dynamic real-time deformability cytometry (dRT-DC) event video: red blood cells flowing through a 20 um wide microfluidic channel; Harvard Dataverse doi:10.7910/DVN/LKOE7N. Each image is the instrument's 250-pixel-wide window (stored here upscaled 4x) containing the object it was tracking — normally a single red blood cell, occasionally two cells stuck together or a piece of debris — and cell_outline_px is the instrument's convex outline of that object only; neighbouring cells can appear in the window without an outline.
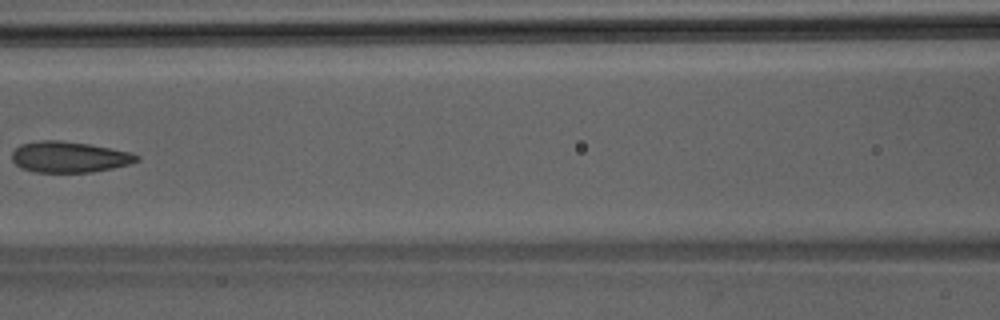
{"species": "Egyptian fruit bat (a non-hibernating species)", "species_latin": "Rousettus aegyptiacus", "temperature_condition": "room temperature", "stored_images_in_passage": 5, "camera_frame_rate_fps": 3000, "um_per_image_px": 0.085, "animal": {"sex": "male"}, "frame": {"image": 1, "passage_image": 5, "time_ms": 1.333, "image_size_px": [1000, 320], "cell_outline_px": [[140, 160], [128, 164], [112, 168], [92, 172], [32, 172], [20, 168], [12, 160], [12, 152], [20, 144], [40, 140], [60, 140], [88, 144], [132, 152], [140, 156]], "centroid_in_image_um": [5.87, 13.34], "position_along_channel_um": 160.7, "area_um2": 22.6}}